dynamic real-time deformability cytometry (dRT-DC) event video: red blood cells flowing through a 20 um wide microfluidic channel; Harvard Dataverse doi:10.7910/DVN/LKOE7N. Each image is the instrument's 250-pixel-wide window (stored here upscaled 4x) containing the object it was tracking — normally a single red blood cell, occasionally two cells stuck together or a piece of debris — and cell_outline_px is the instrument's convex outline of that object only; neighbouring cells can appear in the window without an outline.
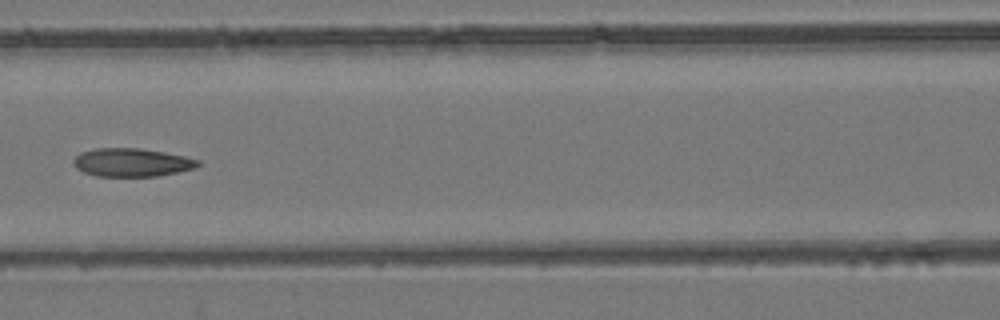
{"species": "common noctule bat (a hibernating species)", "species_latin": "Nyctalus noctula", "temperature_condition": "room temperature", "stored_images_in_passage": 7, "camera_frame_rate_fps": 3000, "um_per_image_px": 0.085, "animal": {"sex": "female", "body_mass_g": 24.6, "forearm_length_mm": 56.2}, "frame": {"image": 1, "passage_image": 6, "time_ms": 7.0, "image_size_px": [1000, 320], "cell_outline_px": [[200, 164], [196, 168], [156, 176], [96, 176], [84, 172], [76, 168], [72, 164], [72, 160], [80, 152], [96, 148], [136, 148], [164, 152], [184, 156], [200, 160]], "centroid_in_image_um": [11.17, 13.8], "position_along_channel_um": 155.4, "area_um2": 20.52}}
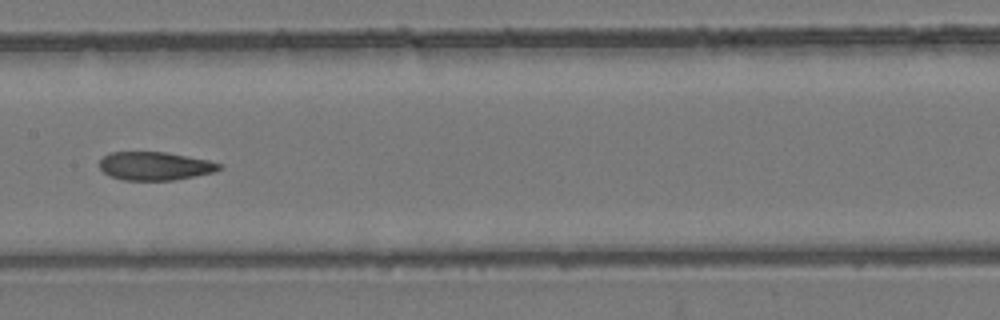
{"frame": {"image": 2, "passage_image": 7, "time_ms": 8.0, "image_size_px": [1000, 320], "cell_outline_px": [[224, 168], [212, 172], [172, 180], [124, 180], [112, 176], [104, 172], [100, 168], [100, 160], [104, 156], [112, 152], [164, 152], [208, 160], [220, 164]], "centroid_in_image_um": [13.16, 14.11], "position_along_channel_um": 194.2, "area_um2": 19.42}}